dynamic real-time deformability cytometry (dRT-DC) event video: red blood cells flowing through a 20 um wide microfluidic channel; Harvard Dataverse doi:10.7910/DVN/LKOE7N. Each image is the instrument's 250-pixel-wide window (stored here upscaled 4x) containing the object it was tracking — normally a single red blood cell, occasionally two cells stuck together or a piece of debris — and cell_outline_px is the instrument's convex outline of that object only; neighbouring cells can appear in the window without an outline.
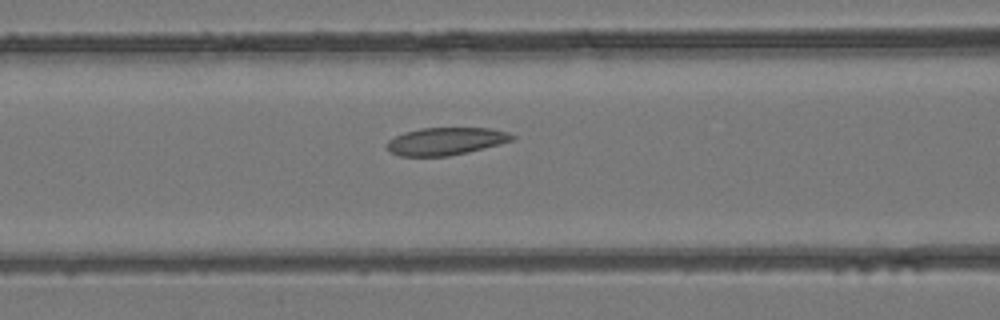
{"species": "common noctule bat (a hibernating species)", "species_latin": "Nyctalus noctula", "temperature_condition": "room temperature", "stored_images_in_passage": 25, "camera_frame_rate_fps": 3000, "um_per_image_px": 0.085, "animal": {"sex": "female", "body_mass_g": 24.6, "forearm_length_mm": 56.2}, "frame": {"image": 1, "passage_image": 6, "time_ms": 1.667, "image_size_px": [1000, 320], "cell_outline_px": [[516, 136], [512, 140], [500, 144], [468, 152], [448, 156], [400, 156], [392, 152], [388, 148], [388, 140], [404, 132], [420, 128], [492, 128], [508, 132]], "centroid_in_image_um": [37.92, 12.0], "position_along_channel_um": 128.7, "area_um2": 20.0}}
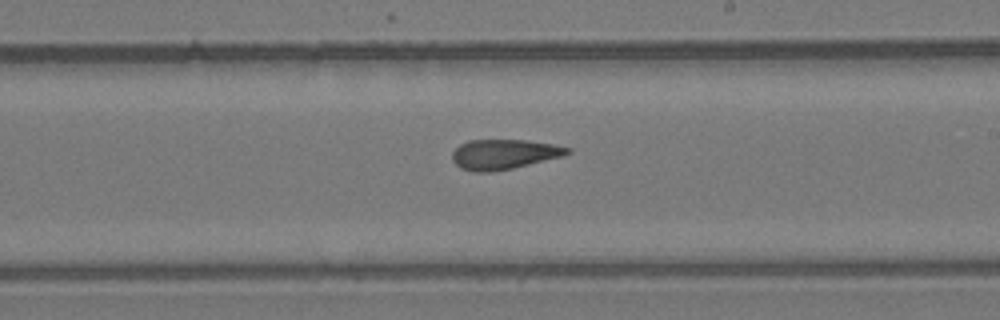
{"frame": {"image": 2, "passage_image": 14, "time_ms": 4.333, "image_size_px": [1000, 320], "cell_outline_px": [[572, 152], [564, 156], [512, 168], [488, 172], [476, 172], [460, 168], [452, 160], [452, 152], [460, 144], [468, 140], [524, 140], [552, 144], [572, 148]], "centroid_in_image_um": [42.84, 13.11], "position_along_channel_um": 246.2, "area_um2": 20.06}}
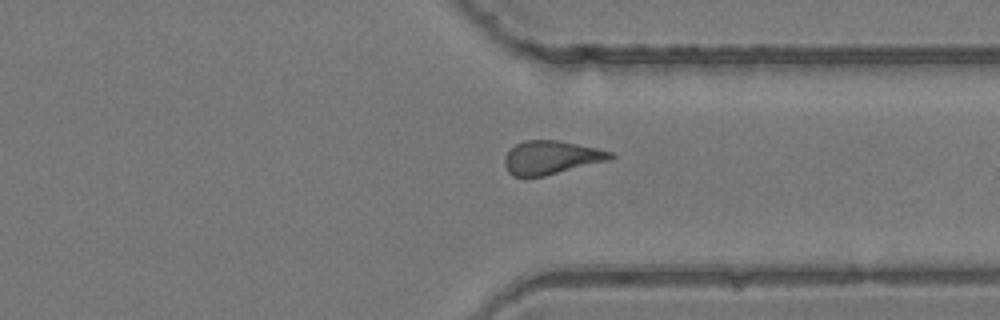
{"frame": {"image": 3, "passage_image": 22, "time_ms": 7.0, "image_size_px": [1000, 320], "cell_outline_px": [[616, 156], [608, 160], [544, 176], [512, 176], [508, 172], [504, 164], [504, 156], [516, 144], [524, 140], [560, 140], [596, 148], [612, 152]], "centroid_in_image_um": [46.83, 13.38], "position_along_channel_um": 364.6, "area_um2": 20.52}}